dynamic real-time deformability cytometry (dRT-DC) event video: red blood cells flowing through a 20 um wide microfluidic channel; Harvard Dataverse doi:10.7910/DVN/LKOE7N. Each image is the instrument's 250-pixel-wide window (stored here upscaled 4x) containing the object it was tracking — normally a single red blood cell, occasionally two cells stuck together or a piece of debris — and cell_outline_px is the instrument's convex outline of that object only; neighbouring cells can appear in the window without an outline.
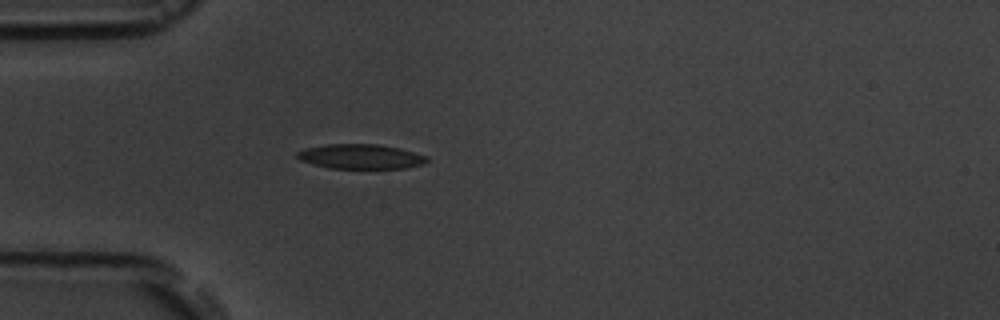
{"species": "common noctule bat (a hibernating species)", "species_latin": "Nyctalus noctula", "temperature_condition": "room temperature", "stored_images_in_passage": 4, "camera_frame_rate_fps": 3000, "um_per_image_px": 0.085, "animal": {"sex": "male", "body_mass_g": 19.5, "forearm_length_mm": 54.6}, "frame": {"image": 1, "passage_image": 4, "time_ms": 3.333, "image_size_px": [1000, 320], "cell_outline_px": [[428, 160], [424, 164], [404, 168], [328, 168], [300, 160], [296, 156], [296, 152], [304, 148], [324, 144], [380, 144], [400, 148], [428, 156]], "centroid_in_image_um": [30.65, 13.29], "position_along_channel_um": 54.3, "area_um2": 18.79}}